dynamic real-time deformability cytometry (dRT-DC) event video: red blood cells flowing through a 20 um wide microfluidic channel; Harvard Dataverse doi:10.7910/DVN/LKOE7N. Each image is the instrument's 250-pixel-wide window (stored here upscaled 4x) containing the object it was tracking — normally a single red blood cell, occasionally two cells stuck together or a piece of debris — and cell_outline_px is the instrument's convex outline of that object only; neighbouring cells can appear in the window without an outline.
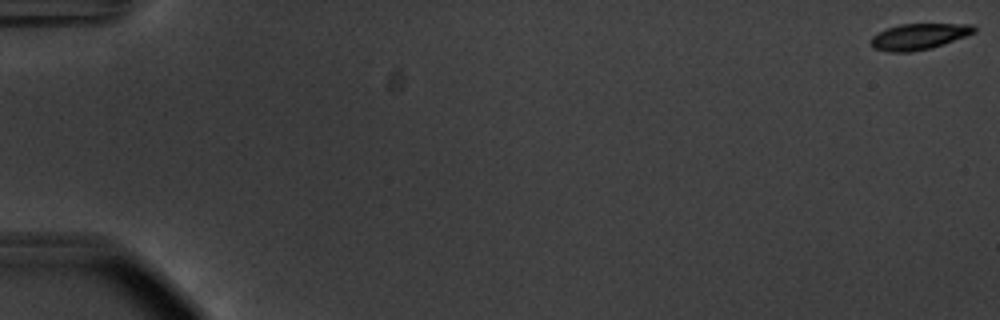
{"species": "common noctule bat (a hibernating species)", "species_latin": "Nyctalus noctula", "temperature_condition": "warm", "stored_images_in_passage": 56, "camera_frame_rate_fps": 3000, "um_per_image_px": 0.085, "animal": {"sex": "male", "body_mass_g": 20.1, "forearm_length_mm": 53.5}, "frame": {"image": 1, "passage_image": 1, "time_ms": 0.0, "image_size_px": [1000, 320], "cell_outline_px": [[976, 32], [944, 44], [932, 48], [912, 52], [892, 52], [872, 48], [868, 40], [872, 36], [888, 28], [900, 24], [972, 24], [976, 28]], "centroid_in_image_um": [78.09, 3.11], "position_along_channel_um": 6.9, "area_um2": 15.72}}
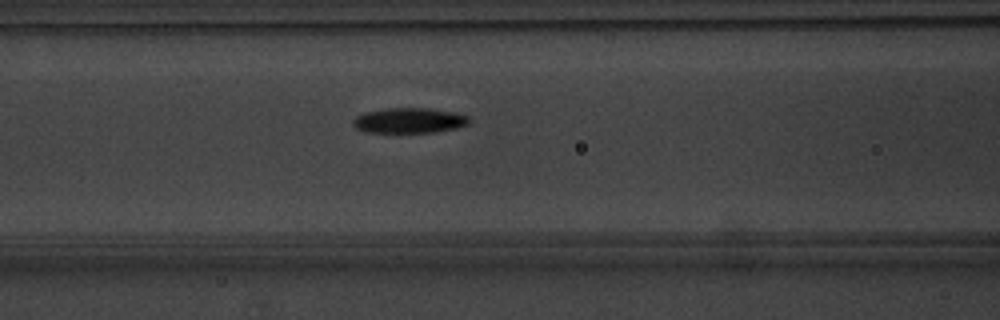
{"frame": {"image": 2, "passage_image": 25, "time_ms": 8.0, "image_size_px": [1000, 320], "cell_outline_px": [[472, 120], [468, 124], [456, 128], [432, 132], [364, 132], [356, 128], [352, 124], [352, 120], [356, 116], [364, 112], [384, 108], [428, 108], [456, 112], [468, 116]], "centroid_in_image_um": [34.78, 10.23], "position_along_channel_um": 131.8, "area_um2": 17.22}}
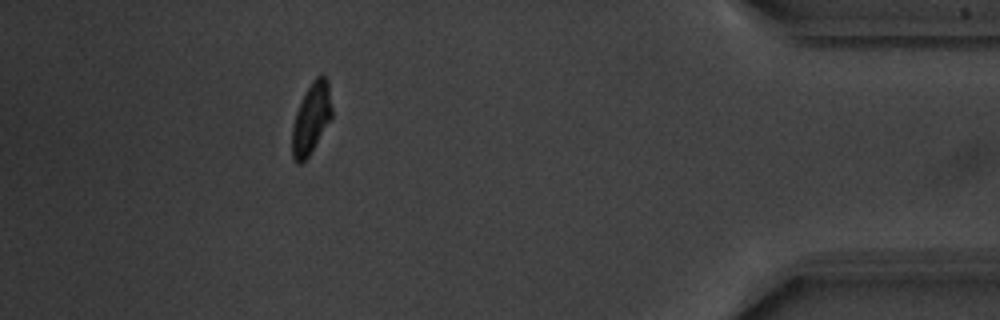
{"frame": {"image": 3, "passage_image": 51, "time_ms": 16.667, "image_size_px": [1000, 320], "cell_outline_px": [[332, 116], [308, 156], [300, 164], [292, 160], [292, 124], [296, 112], [304, 92], [312, 80], [316, 76], [324, 76], [328, 80], [332, 108]], "centroid_in_image_um": [26.44, 10.04], "position_along_channel_um": 408.8, "area_um2": 16.3}, "authors_computed_cell_mechanics": {"area_um2": 16.9643, "velocity_mm_per_s": 3.7133, "shape_relaxation_time_tau1_ms": 2.6032, "shape_relaxation_time_tau2_ms": 7.6924, "deformation_change_tau1": 0.1353, "deformation_change_tau2": 0.1155}}